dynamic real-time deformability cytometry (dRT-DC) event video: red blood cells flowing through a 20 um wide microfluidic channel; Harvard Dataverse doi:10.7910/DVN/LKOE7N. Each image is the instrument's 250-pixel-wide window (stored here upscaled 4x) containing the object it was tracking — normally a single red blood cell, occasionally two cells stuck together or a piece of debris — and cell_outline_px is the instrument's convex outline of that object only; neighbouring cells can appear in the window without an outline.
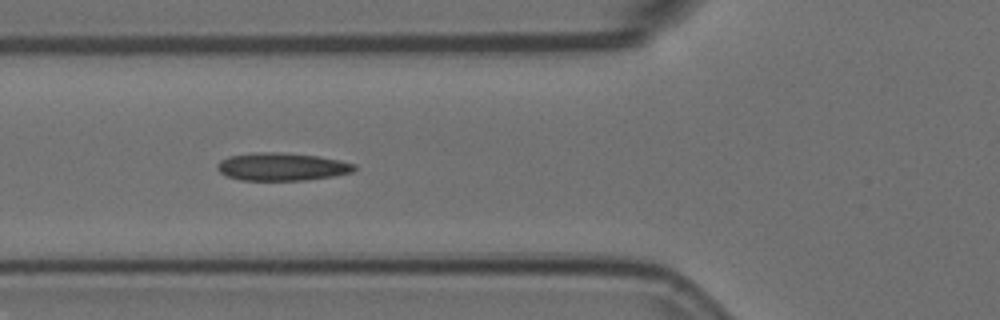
{"species": "Egyptian fruit bat (a non-hibernating species)", "species_latin": "Rousettus aegyptiacus", "temperature_condition": "room temperature", "stored_images_in_passage": 13, "segment_of_instrument_passage": [1, 2], "camera_frame_rate_fps": 3000, "um_per_image_px": 0.085, "animal": {"sex": "female"}, "frame": {"image": 1, "passage_image": 3, "time_ms": 0.667, "image_size_px": [1000, 320], "cell_outline_px": [[356, 168], [352, 172], [332, 176], [304, 180], [240, 180], [228, 176], [220, 172], [216, 168], [216, 164], [220, 160], [228, 156], [256, 152], [280, 152], [320, 156], [340, 160], [356, 164]], "centroid_in_image_um": [23.95, 14.16], "position_along_channel_um": 101.9, "area_um2": 22.31}}
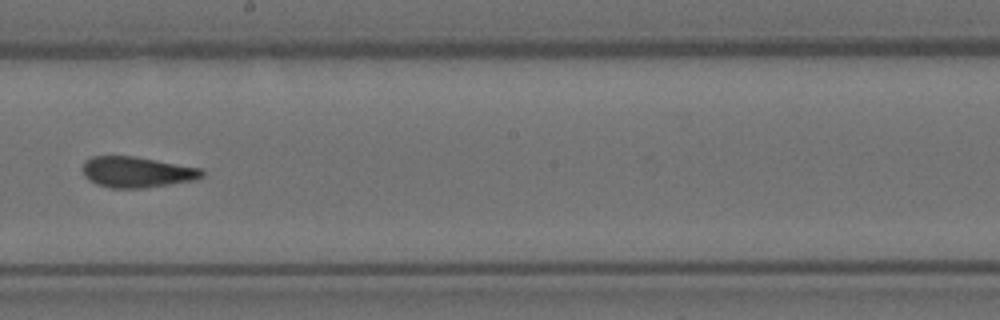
{"frame": {"image": 2, "passage_image": 6, "time_ms": 1.667, "image_size_px": [1000, 320], "cell_outline_px": [[204, 176], [196, 180], [140, 188], [112, 188], [96, 184], [84, 176], [84, 160], [92, 156], [132, 156], [156, 160], [200, 168], [204, 172]], "centroid_in_image_um": [11.63, 14.62], "position_along_channel_um": 236.6, "area_um2": 21.21}}
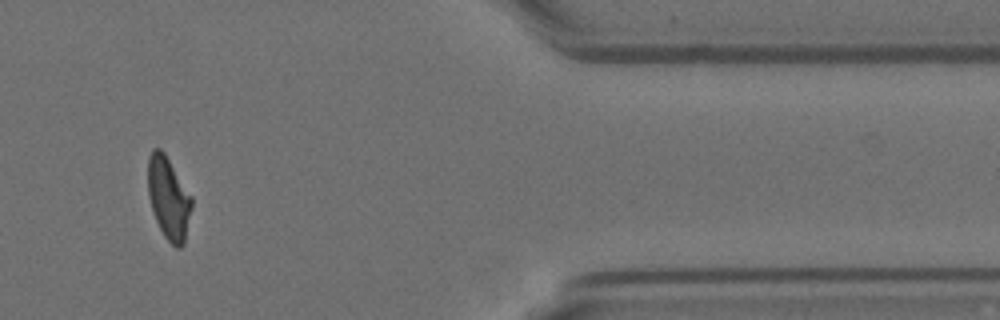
{"frame": {"image": 3, "passage_image": 10, "time_ms": 3.0, "image_size_px": [1000, 320], "cell_outline_px": [[192, 208], [184, 244], [180, 248], [176, 248], [164, 236], [156, 220], [148, 196], [148, 156], [152, 148], [160, 148], [164, 152], [192, 196]], "centroid_in_image_um": [14.33, 16.83], "position_along_channel_um": 397.1, "area_um2": 21.04}}